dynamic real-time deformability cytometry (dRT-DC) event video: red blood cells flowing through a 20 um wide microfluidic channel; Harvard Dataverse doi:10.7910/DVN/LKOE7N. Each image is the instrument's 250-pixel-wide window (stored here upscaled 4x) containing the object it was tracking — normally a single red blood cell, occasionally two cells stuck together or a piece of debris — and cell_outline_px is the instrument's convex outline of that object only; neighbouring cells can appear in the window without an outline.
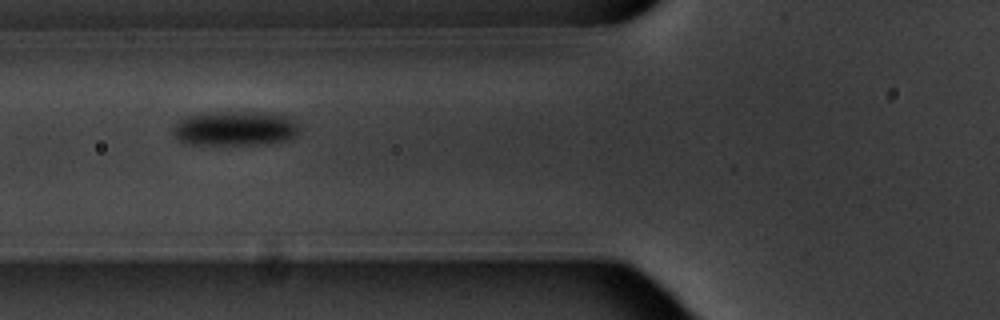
{"species": "common noctule bat (a hibernating species)", "species_latin": "Nyctalus noctula", "temperature_condition": "warm", "stored_images_in_passage": 8, "camera_frame_rate_fps": 3000, "um_per_image_px": 0.085, "animal": {"sex": "male", "body_mass_g": 20.1, "forearm_length_mm": 53.5}, "frame": {"image": 1, "passage_image": 7, "time_ms": 7.333, "image_size_px": [1000, 320], "cell_outline_px": [[300, 132], [284, 140], [268, 144], [188, 144], [176, 140], [172, 132], [172, 128], [180, 120], [188, 116], [208, 112], [272, 112], [288, 116], [296, 120], [300, 128]], "centroid_in_image_um": [20.0, 10.9], "position_along_channel_um": 105.8, "area_um2": 25.78}}